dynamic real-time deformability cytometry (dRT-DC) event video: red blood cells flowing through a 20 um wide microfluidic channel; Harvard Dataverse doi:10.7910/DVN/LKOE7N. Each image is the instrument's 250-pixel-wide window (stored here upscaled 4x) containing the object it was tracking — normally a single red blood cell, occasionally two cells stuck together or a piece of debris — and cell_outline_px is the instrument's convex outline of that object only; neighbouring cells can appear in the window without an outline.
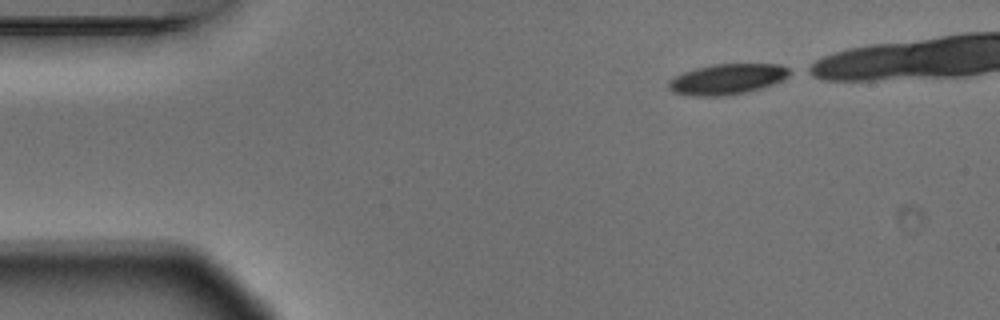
{"species": "Egyptian fruit bat (a non-hibernating species)", "species_latin": "Rousettus aegyptiacus", "temperature_condition": "warm", "stored_images_in_passage": 7, "camera_frame_rate_fps": 3000, "um_per_image_px": 0.085, "animal": {"sex": "male"}, "frame": {"image": 1, "passage_image": 1, "time_ms": 0.0, "image_size_px": [1000, 320], "cell_outline_px": [[796, 72], [772, 84], [760, 88], [744, 92], [724, 96], [692, 96], [672, 92], [668, 88], [668, 80], [684, 72], [696, 68], [712, 64], [780, 64]], "centroid_in_image_um": [61.81, 6.72], "position_along_channel_um": 23.2, "area_um2": 21.56}}
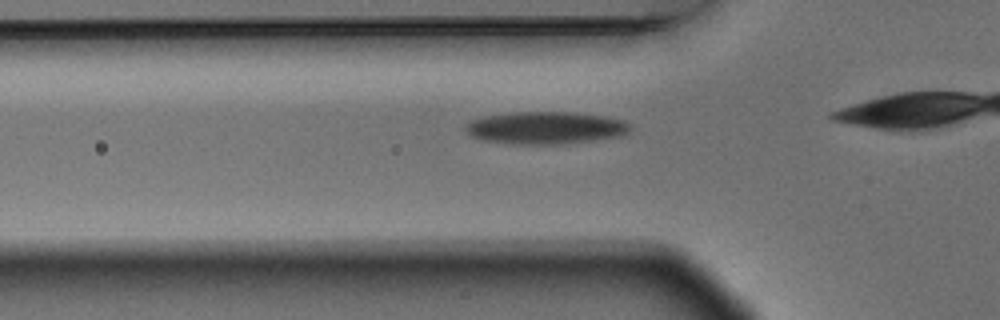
{"frame": {"image": 2, "passage_image": 5, "time_ms": 1.333, "image_size_px": [1000, 320], "cell_outline_px": [[632, 128], [624, 136], [552, 144], [524, 144], [484, 140], [472, 136], [464, 128], [472, 120], [484, 116], [516, 112], [576, 112], [604, 116], [624, 120], [632, 124]], "centroid_in_image_um": [46.45, 10.84], "position_along_channel_um": 79.4, "area_um2": 30.75}}